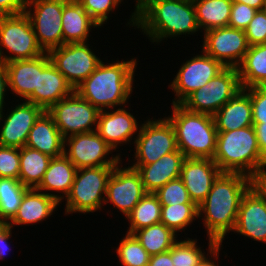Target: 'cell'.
I'll use <instances>...</instances> for the list:
<instances>
[{
    "label": "cell",
    "mask_w": 266,
    "mask_h": 266,
    "mask_svg": "<svg viewBox=\"0 0 266 266\" xmlns=\"http://www.w3.org/2000/svg\"><path fill=\"white\" fill-rule=\"evenodd\" d=\"M253 185L266 198V168L253 178Z\"/></svg>",
    "instance_id": "cell-50"
},
{
    "label": "cell",
    "mask_w": 266,
    "mask_h": 266,
    "mask_svg": "<svg viewBox=\"0 0 266 266\" xmlns=\"http://www.w3.org/2000/svg\"><path fill=\"white\" fill-rule=\"evenodd\" d=\"M264 12H265V14H266V2H265V4H264V7H263V9H262Z\"/></svg>",
    "instance_id": "cell-54"
},
{
    "label": "cell",
    "mask_w": 266,
    "mask_h": 266,
    "mask_svg": "<svg viewBox=\"0 0 266 266\" xmlns=\"http://www.w3.org/2000/svg\"><path fill=\"white\" fill-rule=\"evenodd\" d=\"M133 235L150 255L169 251L178 240V235L161 222L139 229Z\"/></svg>",
    "instance_id": "cell-33"
},
{
    "label": "cell",
    "mask_w": 266,
    "mask_h": 266,
    "mask_svg": "<svg viewBox=\"0 0 266 266\" xmlns=\"http://www.w3.org/2000/svg\"><path fill=\"white\" fill-rule=\"evenodd\" d=\"M20 148L0 145V178L19 179Z\"/></svg>",
    "instance_id": "cell-40"
},
{
    "label": "cell",
    "mask_w": 266,
    "mask_h": 266,
    "mask_svg": "<svg viewBox=\"0 0 266 266\" xmlns=\"http://www.w3.org/2000/svg\"><path fill=\"white\" fill-rule=\"evenodd\" d=\"M115 152L95 131L75 134L64 139V155L77 169L100 166H115L122 154ZM112 154L110 157L109 155Z\"/></svg>",
    "instance_id": "cell-13"
},
{
    "label": "cell",
    "mask_w": 266,
    "mask_h": 266,
    "mask_svg": "<svg viewBox=\"0 0 266 266\" xmlns=\"http://www.w3.org/2000/svg\"><path fill=\"white\" fill-rule=\"evenodd\" d=\"M29 188L19 179L0 178V219L7 224L17 214L25 192Z\"/></svg>",
    "instance_id": "cell-34"
},
{
    "label": "cell",
    "mask_w": 266,
    "mask_h": 266,
    "mask_svg": "<svg viewBox=\"0 0 266 266\" xmlns=\"http://www.w3.org/2000/svg\"><path fill=\"white\" fill-rule=\"evenodd\" d=\"M186 239V240H185ZM197 239L185 237L178 238L171 248V259L174 266H196L206 255L205 250L197 245Z\"/></svg>",
    "instance_id": "cell-37"
},
{
    "label": "cell",
    "mask_w": 266,
    "mask_h": 266,
    "mask_svg": "<svg viewBox=\"0 0 266 266\" xmlns=\"http://www.w3.org/2000/svg\"><path fill=\"white\" fill-rule=\"evenodd\" d=\"M198 219V206L195 203H183L177 205H162L161 223L171 229L175 234L182 231Z\"/></svg>",
    "instance_id": "cell-35"
},
{
    "label": "cell",
    "mask_w": 266,
    "mask_h": 266,
    "mask_svg": "<svg viewBox=\"0 0 266 266\" xmlns=\"http://www.w3.org/2000/svg\"><path fill=\"white\" fill-rule=\"evenodd\" d=\"M253 122H266V86L248 88Z\"/></svg>",
    "instance_id": "cell-43"
},
{
    "label": "cell",
    "mask_w": 266,
    "mask_h": 266,
    "mask_svg": "<svg viewBox=\"0 0 266 266\" xmlns=\"http://www.w3.org/2000/svg\"><path fill=\"white\" fill-rule=\"evenodd\" d=\"M16 102H18V104H15V107L11 106V108L8 107V109H6V115L5 112L0 114L1 146L24 147L32 126L44 112L40 106L25 100L20 102L16 99Z\"/></svg>",
    "instance_id": "cell-18"
},
{
    "label": "cell",
    "mask_w": 266,
    "mask_h": 266,
    "mask_svg": "<svg viewBox=\"0 0 266 266\" xmlns=\"http://www.w3.org/2000/svg\"><path fill=\"white\" fill-rule=\"evenodd\" d=\"M202 36V50L224 67L237 68L249 49L245 31L241 29L220 27Z\"/></svg>",
    "instance_id": "cell-15"
},
{
    "label": "cell",
    "mask_w": 266,
    "mask_h": 266,
    "mask_svg": "<svg viewBox=\"0 0 266 266\" xmlns=\"http://www.w3.org/2000/svg\"><path fill=\"white\" fill-rule=\"evenodd\" d=\"M249 46L266 43V14L257 10L255 16L244 30Z\"/></svg>",
    "instance_id": "cell-41"
},
{
    "label": "cell",
    "mask_w": 266,
    "mask_h": 266,
    "mask_svg": "<svg viewBox=\"0 0 266 266\" xmlns=\"http://www.w3.org/2000/svg\"><path fill=\"white\" fill-rule=\"evenodd\" d=\"M148 266H174L171 259V249L163 253L151 255Z\"/></svg>",
    "instance_id": "cell-49"
},
{
    "label": "cell",
    "mask_w": 266,
    "mask_h": 266,
    "mask_svg": "<svg viewBox=\"0 0 266 266\" xmlns=\"http://www.w3.org/2000/svg\"><path fill=\"white\" fill-rule=\"evenodd\" d=\"M237 70L243 88L266 86V43L249 46Z\"/></svg>",
    "instance_id": "cell-29"
},
{
    "label": "cell",
    "mask_w": 266,
    "mask_h": 266,
    "mask_svg": "<svg viewBox=\"0 0 266 266\" xmlns=\"http://www.w3.org/2000/svg\"><path fill=\"white\" fill-rule=\"evenodd\" d=\"M65 139L97 129L100 110L84 100L76 91L61 99L47 111Z\"/></svg>",
    "instance_id": "cell-10"
},
{
    "label": "cell",
    "mask_w": 266,
    "mask_h": 266,
    "mask_svg": "<svg viewBox=\"0 0 266 266\" xmlns=\"http://www.w3.org/2000/svg\"><path fill=\"white\" fill-rule=\"evenodd\" d=\"M252 185L253 179L242 173L222 172L217 177L206 199L198 205V219L203 220L207 239L222 244L233 232L241 199Z\"/></svg>",
    "instance_id": "cell-1"
},
{
    "label": "cell",
    "mask_w": 266,
    "mask_h": 266,
    "mask_svg": "<svg viewBox=\"0 0 266 266\" xmlns=\"http://www.w3.org/2000/svg\"><path fill=\"white\" fill-rule=\"evenodd\" d=\"M162 205L154 193H146L133 210L126 216L128 225L126 233L160 223Z\"/></svg>",
    "instance_id": "cell-32"
},
{
    "label": "cell",
    "mask_w": 266,
    "mask_h": 266,
    "mask_svg": "<svg viewBox=\"0 0 266 266\" xmlns=\"http://www.w3.org/2000/svg\"><path fill=\"white\" fill-rule=\"evenodd\" d=\"M138 58L119 61L103 60L75 91L99 110L120 108L127 105L132 96Z\"/></svg>",
    "instance_id": "cell-3"
},
{
    "label": "cell",
    "mask_w": 266,
    "mask_h": 266,
    "mask_svg": "<svg viewBox=\"0 0 266 266\" xmlns=\"http://www.w3.org/2000/svg\"><path fill=\"white\" fill-rule=\"evenodd\" d=\"M127 106L99 112L96 132L114 151L119 149V146L134 143L142 124L129 112L131 109H126Z\"/></svg>",
    "instance_id": "cell-19"
},
{
    "label": "cell",
    "mask_w": 266,
    "mask_h": 266,
    "mask_svg": "<svg viewBox=\"0 0 266 266\" xmlns=\"http://www.w3.org/2000/svg\"><path fill=\"white\" fill-rule=\"evenodd\" d=\"M8 88V74H7V68L6 63L0 60V114L4 110L5 107L8 105L6 104L5 100L7 99L6 96L9 92Z\"/></svg>",
    "instance_id": "cell-46"
},
{
    "label": "cell",
    "mask_w": 266,
    "mask_h": 266,
    "mask_svg": "<svg viewBox=\"0 0 266 266\" xmlns=\"http://www.w3.org/2000/svg\"><path fill=\"white\" fill-rule=\"evenodd\" d=\"M222 247V244H217L213 239L208 238V249L206 250L207 254L196 266H220L216 263V260H219Z\"/></svg>",
    "instance_id": "cell-44"
},
{
    "label": "cell",
    "mask_w": 266,
    "mask_h": 266,
    "mask_svg": "<svg viewBox=\"0 0 266 266\" xmlns=\"http://www.w3.org/2000/svg\"><path fill=\"white\" fill-rule=\"evenodd\" d=\"M217 132H229L253 126L248 88H241L214 115Z\"/></svg>",
    "instance_id": "cell-23"
},
{
    "label": "cell",
    "mask_w": 266,
    "mask_h": 266,
    "mask_svg": "<svg viewBox=\"0 0 266 266\" xmlns=\"http://www.w3.org/2000/svg\"><path fill=\"white\" fill-rule=\"evenodd\" d=\"M90 45L88 42L67 43L48 52L51 62L74 90L95 71L102 61Z\"/></svg>",
    "instance_id": "cell-12"
},
{
    "label": "cell",
    "mask_w": 266,
    "mask_h": 266,
    "mask_svg": "<svg viewBox=\"0 0 266 266\" xmlns=\"http://www.w3.org/2000/svg\"><path fill=\"white\" fill-rule=\"evenodd\" d=\"M59 203L36 188H29L21 201L17 214L8 223L12 228L15 226H30L46 221L58 209Z\"/></svg>",
    "instance_id": "cell-25"
},
{
    "label": "cell",
    "mask_w": 266,
    "mask_h": 266,
    "mask_svg": "<svg viewBox=\"0 0 266 266\" xmlns=\"http://www.w3.org/2000/svg\"><path fill=\"white\" fill-rule=\"evenodd\" d=\"M7 223L0 219V230L6 225Z\"/></svg>",
    "instance_id": "cell-53"
},
{
    "label": "cell",
    "mask_w": 266,
    "mask_h": 266,
    "mask_svg": "<svg viewBox=\"0 0 266 266\" xmlns=\"http://www.w3.org/2000/svg\"><path fill=\"white\" fill-rule=\"evenodd\" d=\"M61 21L63 44L89 43L90 32L95 28H101L76 0H69L63 6Z\"/></svg>",
    "instance_id": "cell-27"
},
{
    "label": "cell",
    "mask_w": 266,
    "mask_h": 266,
    "mask_svg": "<svg viewBox=\"0 0 266 266\" xmlns=\"http://www.w3.org/2000/svg\"><path fill=\"white\" fill-rule=\"evenodd\" d=\"M74 91L64 75L51 62L49 54L46 52L38 57L37 88L25 101L48 111L54 104Z\"/></svg>",
    "instance_id": "cell-17"
},
{
    "label": "cell",
    "mask_w": 266,
    "mask_h": 266,
    "mask_svg": "<svg viewBox=\"0 0 266 266\" xmlns=\"http://www.w3.org/2000/svg\"><path fill=\"white\" fill-rule=\"evenodd\" d=\"M149 118V119H148ZM153 118V119H152ZM141 124L139 133L134 140V162L129 165H149L162 156L175 152L177 148L174 129L170 121L164 117L154 116Z\"/></svg>",
    "instance_id": "cell-8"
},
{
    "label": "cell",
    "mask_w": 266,
    "mask_h": 266,
    "mask_svg": "<svg viewBox=\"0 0 266 266\" xmlns=\"http://www.w3.org/2000/svg\"><path fill=\"white\" fill-rule=\"evenodd\" d=\"M135 1V9H134V12H132L131 13V15H130V19H128L127 21V24H126V26H128L129 28H131V27H134V29H136L135 28V25H136V10L143 4V1L144 0H134ZM131 26V27H130Z\"/></svg>",
    "instance_id": "cell-52"
},
{
    "label": "cell",
    "mask_w": 266,
    "mask_h": 266,
    "mask_svg": "<svg viewBox=\"0 0 266 266\" xmlns=\"http://www.w3.org/2000/svg\"><path fill=\"white\" fill-rule=\"evenodd\" d=\"M135 28L158 45L165 39L201 32L193 0H144L136 10Z\"/></svg>",
    "instance_id": "cell-2"
},
{
    "label": "cell",
    "mask_w": 266,
    "mask_h": 266,
    "mask_svg": "<svg viewBox=\"0 0 266 266\" xmlns=\"http://www.w3.org/2000/svg\"><path fill=\"white\" fill-rule=\"evenodd\" d=\"M241 88L237 68L225 67L209 83L188 95L180 105L188 111L213 116Z\"/></svg>",
    "instance_id": "cell-9"
},
{
    "label": "cell",
    "mask_w": 266,
    "mask_h": 266,
    "mask_svg": "<svg viewBox=\"0 0 266 266\" xmlns=\"http://www.w3.org/2000/svg\"><path fill=\"white\" fill-rule=\"evenodd\" d=\"M232 2L244 3L256 10H262L266 0H232Z\"/></svg>",
    "instance_id": "cell-51"
},
{
    "label": "cell",
    "mask_w": 266,
    "mask_h": 266,
    "mask_svg": "<svg viewBox=\"0 0 266 266\" xmlns=\"http://www.w3.org/2000/svg\"><path fill=\"white\" fill-rule=\"evenodd\" d=\"M115 166L79 168L65 200V216L89 214L103 208L108 179Z\"/></svg>",
    "instance_id": "cell-6"
},
{
    "label": "cell",
    "mask_w": 266,
    "mask_h": 266,
    "mask_svg": "<svg viewBox=\"0 0 266 266\" xmlns=\"http://www.w3.org/2000/svg\"><path fill=\"white\" fill-rule=\"evenodd\" d=\"M193 3L201 32L228 26L232 0H193Z\"/></svg>",
    "instance_id": "cell-30"
},
{
    "label": "cell",
    "mask_w": 266,
    "mask_h": 266,
    "mask_svg": "<svg viewBox=\"0 0 266 266\" xmlns=\"http://www.w3.org/2000/svg\"><path fill=\"white\" fill-rule=\"evenodd\" d=\"M122 163L121 160L115 165L108 179L104 205L111 203L126 218L147 192L139 172Z\"/></svg>",
    "instance_id": "cell-16"
},
{
    "label": "cell",
    "mask_w": 266,
    "mask_h": 266,
    "mask_svg": "<svg viewBox=\"0 0 266 266\" xmlns=\"http://www.w3.org/2000/svg\"><path fill=\"white\" fill-rule=\"evenodd\" d=\"M233 232L266 244V198L254 185L241 199Z\"/></svg>",
    "instance_id": "cell-20"
},
{
    "label": "cell",
    "mask_w": 266,
    "mask_h": 266,
    "mask_svg": "<svg viewBox=\"0 0 266 266\" xmlns=\"http://www.w3.org/2000/svg\"><path fill=\"white\" fill-rule=\"evenodd\" d=\"M200 52L181 64L173 81L168 85L175 94L171 104H180L193 91L205 86L225 68L203 50Z\"/></svg>",
    "instance_id": "cell-14"
},
{
    "label": "cell",
    "mask_w": 266,
    "mask_h": 266,
    "mask_svg": "<svg viewBox=\"0 0 266 266\" xmlns=\"http://www.w3.org/2000/svg\"><path fill=\"white\" fill-rule=\"evenodd\" d=\"M6 68L9 91L19 97L20 101L26 100L37 88L38 57L8 62Z\"/></svg>",
    "instance_id": "cell-28"
},
{
    "label": "cell",
    "mask_w": 266,
    "mask_h": 266,
    "mask_svg": "<svg viewBox=\"0 0 266 266\" xmlns=\"http://www.w3.org/2000/svg\"><path fill=\"white\" fill-rule=\"evenodd\" d=\"M85 11L103 27L107 24L111 13L118 9L124 0H76Z\"/></svg>",
    "instance_id": "cell-38"
},
{
    "label": "cell",
    "mask_w": 266,
    "mask_h": 266,
    "mask_svg": "<svg viewBox=\"0 0 266 266\" xmlns=\"http://www.w3.org/2000/svg\"><path fill=\"white\" fill-rule=\"evenodd\" d=\"M76 171L75 165L64 154L53 157L36 189L48 194L59 204H62L61 202H64V198L70 192Z\"/></svg>",
    "instance_id": "cell-24"
},
{
    "label": "cell",
    "mask_w": 266,
    "mask_h": 266,
    "mask_svg": "<svg viewBox=\"0 0 266 266\" xmlns=\"http://www.w3.org/2000/svg\"><path fill=\"white\" fill-rule=\"evenodd\" d=\"M212 160L222 172L242 173L252 179L266 168L254 126L218 132Z\"/></svg>",
    "instance_id": "cell-4"
},
{
    "label": "cell",
    "mask_w": 266,
    "mask_h": 266,
    "mask_svg": "<svg viewBox=\"0 0 266 266\" xmlns=\"http://www.w3.org/2000/svg\"><path fill=\"white\" fill-rule=\"evenodd\" d=\"M257 10L244 4L233 2L230 12L229 27L245 30L255 16Z\"/></svg>",
    "instance_id": "cell-42"
},
{
    "label": "cell",
    "mask_w": 266,
    "mask_h": 266,
    "mask_svg": "<svg viewBox=\"0 0 266 266\" xmlns=\"http://www.w3.org/2000/svg\"><path fill=\"white\" fill-rule=\"evenodd\" d=\"M262 158L266 161V122H253Z\"/></svg>",
    "instance_id": "cell-48"
},
{
    "label": "cell",
    "mask_w": 266,
    "mask_h": 266,
    "mask_svg": "<svg viewBox=\"0 0 266 266\" xmlns=\"http://www.w3.org/2000/svg\"><path fill=\"white\" fill-rule=\"evenodd\" d=\"M51 158L27 146L20 148V182L28 188H36L42 181Z\"/></svg>",
    "instance_id": "cell-31"
},
{
    "label": "cell",
    "mask_w": 266,
    "mask_h": 266,
    "mask_svg": "<svg viewBox=\"0 0 266 266\" xmlns=\"http://www.w3.org/2000/svg\"><path fill=\"white\" fill-rule=\"evenodd\" d=\"M44 53L46 52L39 45L30 18L25 12L0 16L1 61L8 63L29 60Z\"/></svg>",
    "instance_id": "cell-7"
},
{
    "label": "cell",
    "mask_w": 266,
    "mask_h": 266,
    "mask_svg": "<svg viewBox=\"0 0 266 266\" xmlns=\"http://www.w3.org/2000/svg\"><path fill=\"white\" fill-rule=\"evenodd\" d=\"M27 0H0V16L25 12Z\"/></svg>",
    "instance_id": "cell-45"
},
{
    "label": "cell",
    "mask_w": 266,
    "mask_h": 266,
    "mask_svg": "<svg viewBox=\"0 0 266 266\" xmlns=\"http://www.w3.org/2000/svg\"><path fill=\"white\" fill-rule=\"evenodd\" d=\"M25 146L52 158L64 154V138L55 125L53 117L47 111H44L35 121Z\"/></svg>",
    "instance_id": "cell-26"
},
{
    "label": "cell",
    "mask_w": 266,
    "mask_h": 266,
    "mask_svg": "<svg viewBox=\"0 0 266 266\" xmlns=\"http://www.w3.org/2000/svg\"><path fill=\"white\" fill-rule=\"evenodd\" d=\"M154 194L157 196L161 205L194 203L190 199L189 193L180 178L169 181Z\"/></svg>",
    "instance_id": "cell-39"
},
{
    "label": "cell",
    "mask_w": 266,
    "mask_h": 266,
    "mask_svg": "<svg viewBox=\"0 0 266 266\" xmlns=\"http://www.w3.org/2000/svg\"><path fill=\"white\" fill-rule=\"evenodd\" d=\"M222 173L216 163L209 158H185L180 179L183 181L190 199L198 206L210 192L214 181Z\"/></svg>",
    "instance_id": "cell-21"
},
{
    "label": "cell",
    "mask_w": 266,
    "mask_h": 266,
    "mask_svg": "<svg viewBox=\"0 0 266 266\" xmlns=\"http://www.w3.org/2000/svg\"><path fill=\"white\" fill-rule=\"evenodd\" d=\"M185 158L184 154L177 149L175 152L165 154L155 163L131 167L139 172L145 191L155 193L169 181L180 178Z\"/></svg>",
    "instance_id": "cell-22"
},
{
    "label": "cell",
    "mask_w": 266,
    "mask_h": 266,
    "mask_svg": "<svg viewBox=\"0 0 266 266\" xmlns=\"http://www.w3.org/2000/svg\"><path fill=\"white\" fill-rule=\"evenodd\" d=\"M69 0H27L25 13L30 18L34 33L45 52L63 45V6Z\"/></svg>",
    "instance_id": "cell-11"
},
{
    "label": "cell",
    "mask_w": 266,
    "mask_h": 266,
    "mask_svg": "<svg viewBox=\"0 0 266 266\" xmlns=\"http://www.w3.org/2000/svg\"><path fill=\"white\" fill-rule=\"evenodd\" d=\"M115 252L122 266H148L151 256L136 237L128 233L121 238Z\"/></svg>",
    "instance_id": "cell-36"
},
{
    "label": "cell",
    "mask_w": 266,
    "mask_h": 266,
    "mask_svg": "<svg viewBox=\"0 0 266 266\" xmlns=\"http://www.w3.org/2000/svg\"><path fill=\"white\" fill-rule=\"evenodd\" d=\"M12 227L9 224H6L1 230H0V260H5V256L9 255L10 252L9 249L12 242H9L12 237Z\"/></svg>",
    "instance_id": "cell-47"
},
{
    "label": "cell",
    "mask_w": 266,
    "mask_h": 266,
    "mask_svg": "<svg viewBox=\"0 0 266 266\" xmlns=\"http://www.w3.org/2000/svg\"><path fill=\"white\" fill-rule=\"evenodd\" d=\"M170 121L176 137L177 148L186 158L213 159L216 151L217 129L214 117L191 112L180 104H172Z\"/></svg>",
    "instance_id": "cell-5"
}]
</instances>
